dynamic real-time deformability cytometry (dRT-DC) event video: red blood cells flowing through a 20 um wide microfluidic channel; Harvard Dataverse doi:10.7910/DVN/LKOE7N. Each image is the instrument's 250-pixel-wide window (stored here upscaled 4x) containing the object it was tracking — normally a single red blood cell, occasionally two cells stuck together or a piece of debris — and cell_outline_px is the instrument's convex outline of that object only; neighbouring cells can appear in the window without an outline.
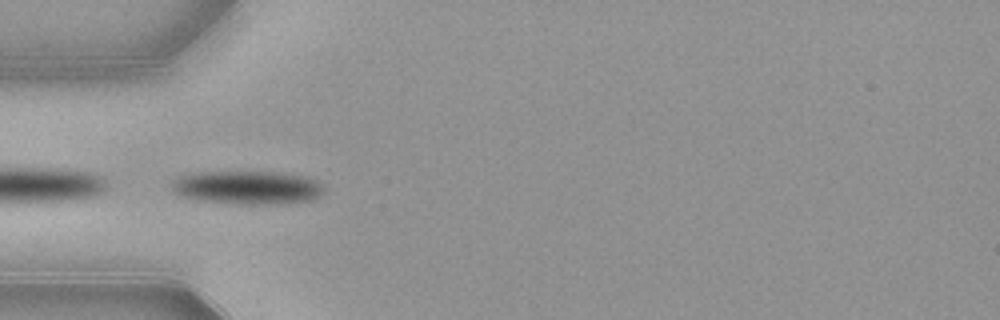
{"species": "common noctule bat (a hibernating species)", "species_latin": "Nyctalus noctula", "temperature_condition": "warm", "stored_images_in_passage": 37, "camera_frame_rate_fps": 3000, "um_per_image_px": 0.085, "animal": {"sex": "female", "body_mass_g": 21.9}, "frame": {"image": 1, "passage_image": 1, "time_ms": 0.0, "image_size_px": [1000, 320], "cell_outline_px": [[324, 192], [308, 200], [280, 204], [240, 204], [200, 200], [184, 196], [176, 192], [172, 188], [172, 180], [180, 176], [200, 172], [276, 172], [304, 176], [316, 180], [324, 188]], "centroid_in_image_um": [21.04, 15.93], "position_along_channel_um": 64.0, "area_um2": 29.3}}
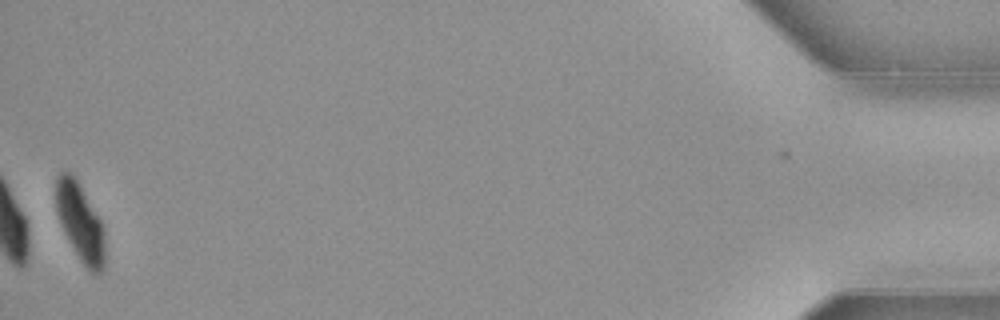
{"frame": {"image": 2, "passage_image": 37, "time_ms": 12.0, "image_size_px": [1000, 320], "cell_outline_px": [[104, 268], [96, 276], [88, 272], [80, 260], [64, 232], [60, 224], [56, 212], [56, 176], [60, 172], [72, 172], [76, 176], [100, 220], [104, 228]], "centroid_in_image_um": [6.81, 18.89], "position_along_channel_um": 428.4, "area_um2": 22.48}, "authors_computed_cell_mechanics": {"area_um2": 29.3046, "velocity_mm_per_s": 3.8627, "shape_relaxation_time_tau1_ms": 2.8877, "shape_relaxation_time_tau2_ms": null, "deformation_change_tau1": 0.1319, "deformation_change_tau2": null}}